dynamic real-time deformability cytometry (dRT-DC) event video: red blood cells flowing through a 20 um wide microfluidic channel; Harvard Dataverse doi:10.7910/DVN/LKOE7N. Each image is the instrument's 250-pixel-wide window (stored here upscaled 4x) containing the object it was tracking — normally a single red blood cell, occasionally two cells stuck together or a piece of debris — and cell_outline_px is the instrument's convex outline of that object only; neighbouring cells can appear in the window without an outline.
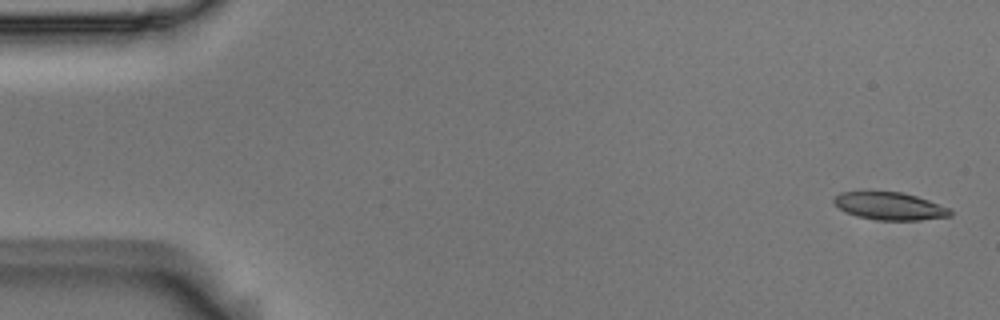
{"species": "Egyptian fruit bat (a non-hibernating species)", "species_latin": "Rousettus aegyptiacus", "temperature_condition": "room temperature", "stored_images_in_passage": 54, "camera_frame_rate_fps": 3000, "um_per_image_px": 0.085, "animal": {"sex": "male"}, "frame": {"image": 1, "passage_image": 2, "time_ms": 0.333, "image_size_px": [1000, 320], "cell_outline_px": [[952, 216], [920, 220], [876, 220], [856, 216], [844, 212], [832, 200], [840, 192], [868, 188], [900, 192], [916, 196], [928, 200], [948, 208], [952, 212]], "centroid_in_image_um": [75.54, 17.47], "position_along_channel_um": 9.5, "area_um2": 19.42}}
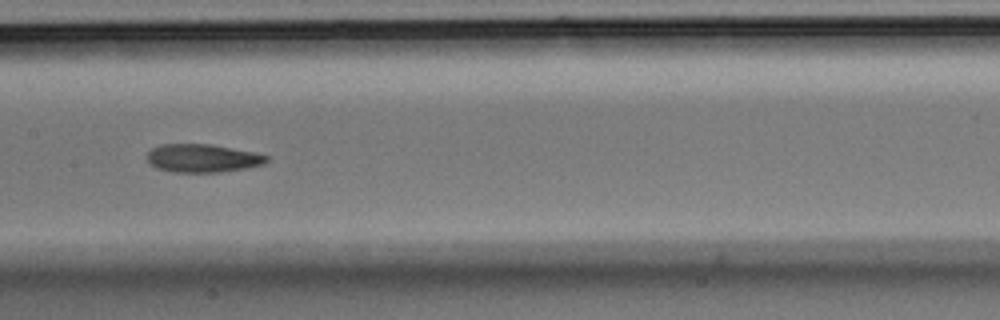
{"frame": {"image": 2, "passage_image": 27, "time_ms": 8.667, "image_size_px": [1000, 320], "cell_outline_px": [[268, 160], [264, 164], [248, 168], [220, 172], [172, 172], [156, 168], [148, 160], [148, 152], [152, 148], [160, 144], [212, 144], [252, 152], [268, 156]], "centroid_in_image_um": [17.22, 13.45], "position_along_channel_um": 190.2, "area_um2": 19.59}}
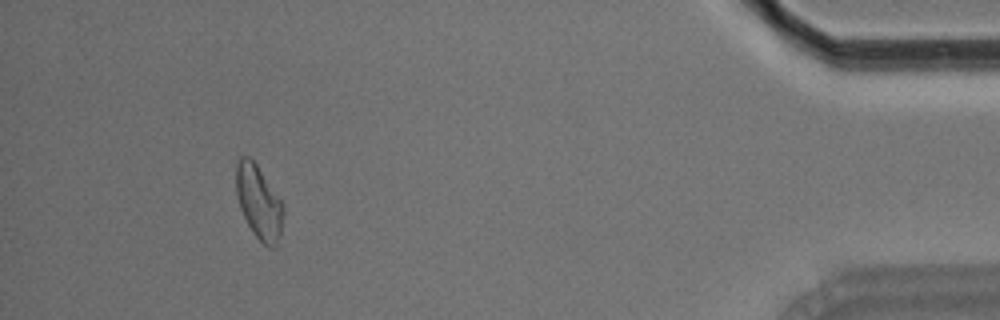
{"frame": {"image": 3, "passage_image": 50, "time_ms": 16.333, "image_size_px": [1000, 320], "cell_outline_px": [[284, 212], [280, 236], [276, 248], [268, 248], [252, 232], [240, 208], [236, 192], [236, 160], [240, 156], [248, 156], [256, 164], [284, 204]], "centroid_in_image_um": [22.01, 17.2], "position_along_channel_um": 413.2, "area_um2": 20.35}, "authors_computed_cell_mechanics": {"area_um2": 19.941, "velocity_mm_per_s": 3.727, "shape_relaxation_time_tau1_ms": null, "shape_relaxation_time_tau2_ms": 3.1839, "deformation_change_tau1": null, "deformation_change_tau2": 0.098}}